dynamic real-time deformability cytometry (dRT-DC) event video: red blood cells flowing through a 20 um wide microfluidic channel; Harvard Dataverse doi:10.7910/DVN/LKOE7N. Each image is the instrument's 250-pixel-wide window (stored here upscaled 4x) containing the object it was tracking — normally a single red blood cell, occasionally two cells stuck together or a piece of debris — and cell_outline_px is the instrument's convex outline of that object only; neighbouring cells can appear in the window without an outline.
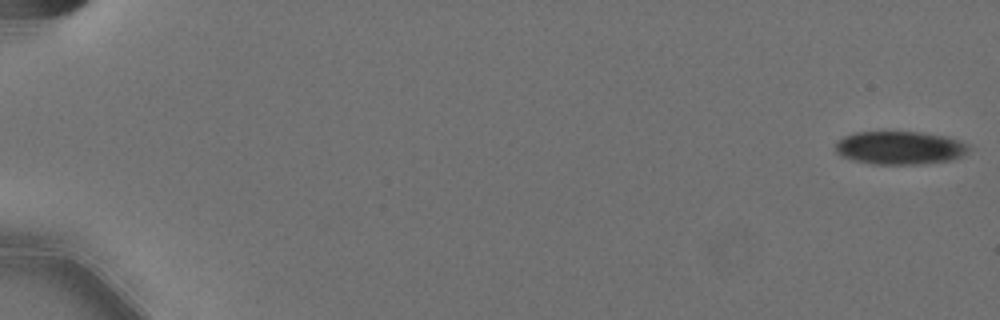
{"species": "Egyptian fruit bat (a non-hibernating species)", "species_latin": "Rousettus aegyptiacus", "temperature_condition": "cold", "stored_images_in_passage": 55, "camera_frame_rate_fps": 3000, "um_per_image_px": 0.085, "animal": {"sex": "female"}, "frame": {"image": 1, "passage_image": 1, "time_ms": 0.0, "image_size_px": [1000, 320], "cell_outline_px": [[972, 148], [964, 156], [952, 160], [920, 164], [872, 164], [852, 160], [840, 156], [836, 152], [836, 144], [844, 136], [856, 132], [920, 132], [948, 136], [960, 140], [968, 144]], "centroid_in_image_um": [76.55, 12.57], "position_along_channel_um": 8.5, "area_um2": 26.13}}
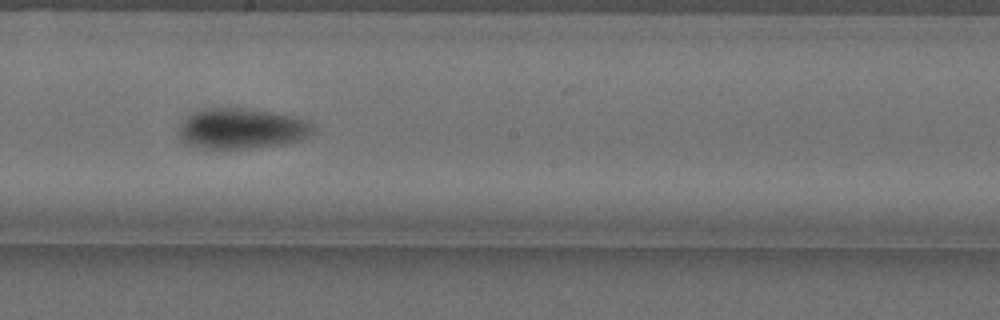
{"frame": {"image": 2, "passage_image": 34, "time_ms": 11.0, "image_size_px": [1000, 320], "cell_outline_px": [[312, 132], [308, 136], [300, 140], [280, 144], [224, 152], [216, 152], [200, 148], [188, 144], [180, 140], [180, 124], [192, 112], [204, 108], [240, 108], [272, 112], [292, 116], [304, 120], [312, 124]], "centroid_in_image_um": [20.46, 10.97], "position_along_channel_um": 227.7, "area_um2": 32.19}}
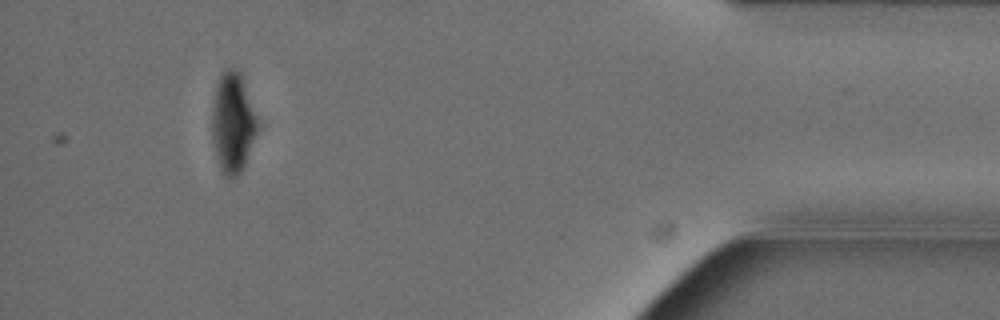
{"frame": {"image": 3, "passage_image": 54, "time_ms": 17.667, "image_size_px": [1000, 320], "cell_outline_px": [[256, 132], [244, 164], [240, 172], [232, 180], [228, 180], [224, 176], [220, 168], [216, 156], [212, 140], [212, 108], [216, 84], [224, 68], [236, 68], [240, 72], [256, 120]], "centroid_in_image_um": [19.73, 10.45], "position_along_channel_um": 415.5, "area_um2": 25.95}}